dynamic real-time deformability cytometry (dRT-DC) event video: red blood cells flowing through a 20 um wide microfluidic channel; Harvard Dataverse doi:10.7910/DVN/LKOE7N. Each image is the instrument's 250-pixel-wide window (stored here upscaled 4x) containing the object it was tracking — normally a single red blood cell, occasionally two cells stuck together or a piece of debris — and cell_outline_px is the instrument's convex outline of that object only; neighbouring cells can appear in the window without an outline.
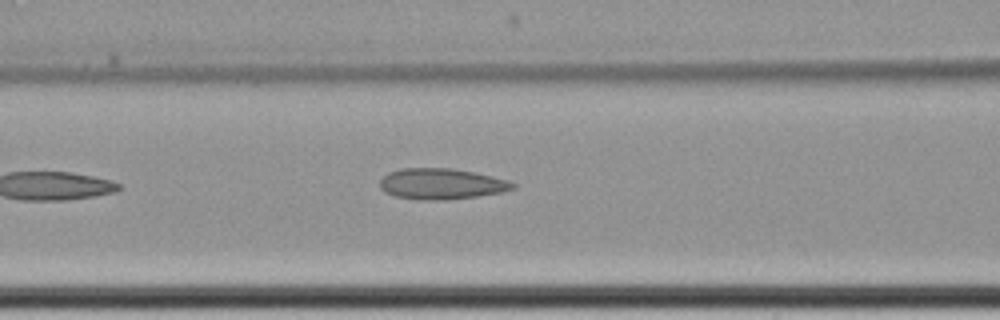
{"species": "common noctule bat (a hibernating species)", "species_latin": "Nyctalus noctula", "temperature_condition": "cold", "stored_images_in_passage": 5, "camera_frame_rate_fps": 3000, "um_per_image_px": 0.085, "animal": {"sex": "female", "body_mass_g": 22.7, "forearm_length_mm": 54.2}, "frame": {"image": 1, "passage_image": 4, "time_ms": 3.667, "image_size_px": [1000, 320], "cell_outline_px": [[516, 188], [504, 192], [476, 196], [444, 200], [420, 200], [396, 196], [384, 192], [380, 188], [380, 180], [388, 172], [400, 168], [452, 168], [492, 176], [508, 180], [516, 184]], "centroid_in_image_um": [37.52, 15.63], "position_along_channel_um": 129.1, "area_um2": 23.99}}